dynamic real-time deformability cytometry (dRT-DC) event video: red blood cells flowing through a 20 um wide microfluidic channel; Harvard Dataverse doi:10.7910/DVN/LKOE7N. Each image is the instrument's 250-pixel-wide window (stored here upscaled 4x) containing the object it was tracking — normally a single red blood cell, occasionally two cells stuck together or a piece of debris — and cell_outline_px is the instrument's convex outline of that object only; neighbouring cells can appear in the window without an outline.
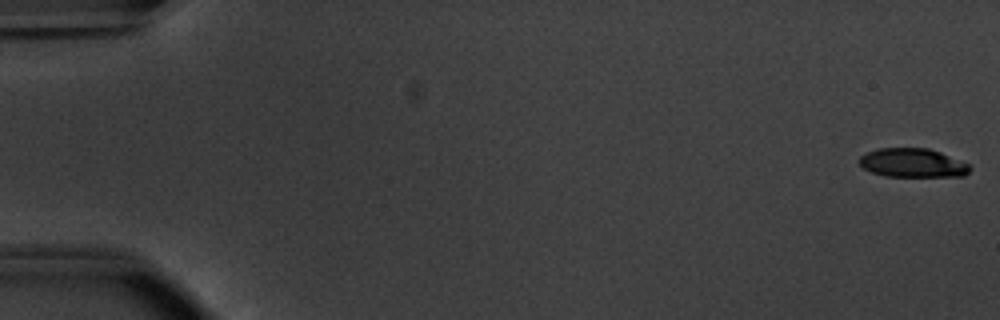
{"species": "common noctule bat (a hibernating species)", "species_latin": "Nyctalus noctula", "temperature_condition": "warm", "stored_images_in_passage": 54, "camera_frame_rate_fps": 3000, "um_per_image_px": 0.085, "animal": {"sex": "male", "body_mass_g": 20.1, "forearm_length_mm": 53.5}, "frame": {"image": 1, "passage_image": 1, "time_ms": 0.0, "image_size_px": [1000, 320], "cell_outline_px": [[972, 168], [964, 176], [884, 176], [872, 172], [864, 168], [860, 164], [860, 156], [868, 152], [880, 148], [928, 148], [940, 152], [972, 164]], "centroid_in_image_um": [77.63, 13.84], "position_along_channel_um": 7.4, "area_um2": 18.61}}
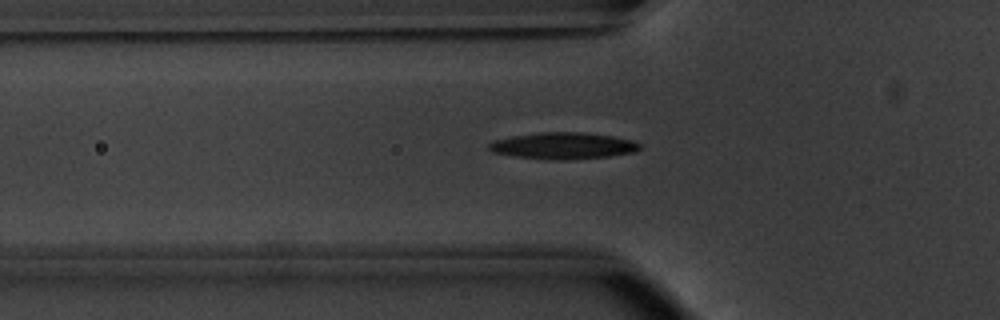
{"frame": {"image": 2, "passage_image": 19, "time_ms": 6.0, "image_size_px": [1000, 320], "cell_outline_px": [[640, 148], [636, 152], [608, 156], [564, 160], [548, 160], [516, 156], [492, 152], [488, 148], [488, 144], [492, 140], [512, 136], [540, 132], [584, 132], [612, 136], [632, 140], [640, 144]], "centroid_in_image_um": [47.85, 12.39], "position_along_channel_um": 78.0, "area_um2": 23.41}}
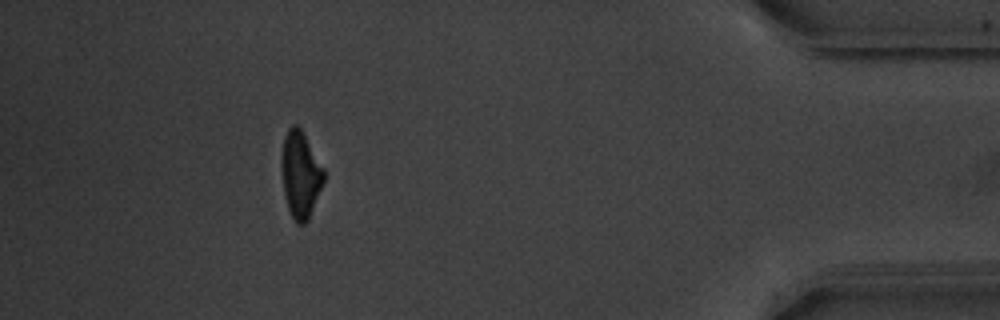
{"frame": {"image": 3, "passage_image": 49, "time_ms": 16.0, "image_size_px": [1000, 320], "cell_outline_px": [[324, 180], [308, 220], [304, 224], [296, 224], [288, 208], [284, 192], [280, 160], [280, 156], [284, 136], [288, 128], [292, 124], [296, 124], [300, 128], [324, 168]], "centroid_in_image_um": [25.52, 14.81], "position_along_channel_um": 409.7, "area_um2": 21.27}, "authors_computed_cell_mechanics": {"area_um2": 21.675, "velocity_mm_per_s": 3.8092, "shape_relaxation_time_tau1_ms": 2.9455, "shape_relaxation_time_tau2_ms": null, "deformation_change_tau1": 0.1384, "deformation_change_tau2": null}}